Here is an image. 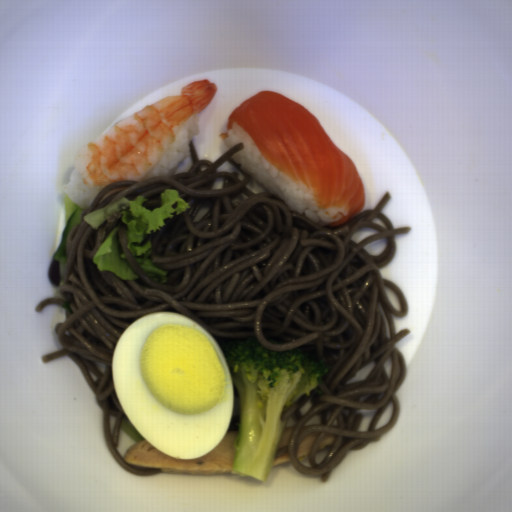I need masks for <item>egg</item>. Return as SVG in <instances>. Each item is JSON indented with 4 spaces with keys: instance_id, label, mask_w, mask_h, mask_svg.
<instances>
[{
    "instance_id": "obj_1",
    "label": "egg",
    "mask_w": 512,
    "mask_h": 512,
    "mask_svg": "<svg viewBox=\"0 0 512 512\" xmlns=\"http://www.w3.org/2000/svg\"><path fill=\"white\" fill-rule=\"evenodd\" d=\"M111 375L127 420L166 455L195 460L228 432V361L212 333L187 315L153 312L131 322L114 346Z\"/></svg>"
}]
</instances>
